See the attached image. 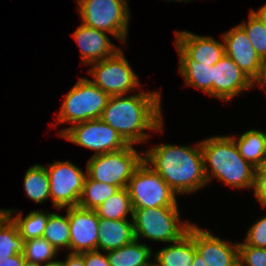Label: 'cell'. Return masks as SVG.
<instances>
[{"mask_svg":"<svg viewBox=\"0 0 266 266\" xmlns=\"http://www.w3.org/2000/svg\"><path fill=\"white\" fill-rule=\"evenodd\" d=\"M161 92L110 96L101 120L115 129L130 145L148 140L146 130L163 131ZM145 130V131H144Z\"/></svg>","mask_w":266,"mask_h":266,"instance_id":"cell-1","label":"cell"},{"mask_svg":"<svg viewBox=\"0 0 266 266\" xmlns=\"http://www.w3.org/2000/svg\"><path fill=\"white\" fill-rule=\"evenodd\" d=\"M143 161L175 194L192 193L208 184L200 142L193 147L158 144L143 153Z\"/></svg>","mask_w":266,"mask_h":266,"instance_id":"cell-2","label":"cell"},{"mask_svg":"<svg viewBox=\"0 0 266 266\" xmlns=\"http://www.w3.org/2000/svg\"><path fill=\"white\" fill-rule=\"evenodd\" d=\"M200 144L208 182L215 177L234 188H253L255 167L240 155L230 135L212 136L200 141Z\"/></svg>","mask_w":266,"mask_h":266,"instance_id":"cell-3","label":"cell"},{"mask_svg":"<svg viewBox=\"0 0 266 266\" xmlns=\"http://www.w3.org/2000/svg\"><path fill=\"white\" fill-rule=\"evenodd\" d=\"M135 240L140 237L164 243L181 239L193 223L181 222L178 206L133 208Z\"/></svg>","mask_w":266,"mask_h":266,"instance_id":"cell-4","label":"cell"},{"mask_svg":"<svg viewBox=\"0 0 266 266\" xmlns=\"http://www.w3.org/2000/svg\"><path fill=\"white\" fill-rule=\"evenodd\" d=\"M82 24L110 33L126 44L130 10L128 0H77Z\"/></svg>","mask_w":266,"mask_h":266,"instance_id":"cell-5","label":"cell"},{"mask_svg":"<svg viewBox=\"0 0 266 266\" xmlns=\"http://www.w3.org/2000/svg\"><path fill=\"white\" fill-rule=\"evenodd\" d=\"M110 96L93 84L88 78L79 81L65 95L56 124L69 122L72 125L99 119Z\"/></svg>","mask_w":266,"mask_h":266,"instance_id":"cell-6","label":"cell"},{"mask_svg":"<svg viewBox=\"0 0 266 266\" xmlns=\"http://www.w3.org/2000/svg\"><path fill=\"white\" fill-rule=\"evenodd\" d=\"M143 162V155L133 147H127L101 155H92L86 165L87 176L101 183L127 188L128 182L138 166Z\"/></svg>","mask_w":266,"mask_h":266,"instance_id":"cell-7","label":"cell"},{"mask_svg":"<svg viewBox=\"0 0 266 266\" xmlns=\"http://www.w3.org/2000/svg\"><path fill=\"white\" fill-rule=\"evenodd\" d=\"M132 208L178 206L175 192L144 161L128 182Z\"/></svg>","mask_w":266,"mask_h":266,"instance_id":"cell-8","label":"cell"},{"mask_svg":"<svg viewBox=\"0 0 266 266\" xmlns=\"http://www.w3.org/2000/svg\"><path fill=\"white\" fill-rule=\"evenodd\" d=\"M123 54L119 49L111 57L89 64L92 68L87 72L94 77L89 80L109 96L126 95L141 86L138 75Z\"/></svg>","mask_w":266,"mask_h":266,"instance_id":"cell-9","label":"cell"},{"mask_svg":"<svg viewBox=\"0 0 266 266\" xmlns=\"http://www.w3.org/2000/svg\"><path fill=\"white\" fill-rule=\"evenodd\" d=\"M58 135L74 144L94 150V156L118 151L129 145L115 129L100 118L73 124L60 130Z\"/></svg>","mask_w":266,"mask_h":266,"instance_id":"cell-10","label":"cell"},{"mask_svg":"<svg viewBox=\"0 0 266 266\" xmlns=\"http://www.w3.org/2000/svg\"><path fill=\"white\" fill-rule=\"evenodd\" d=\"M53 206L61 210L78 206L87 172L70 161H55L46 167Z\"/></svg>","mask_w":266,"mask_h":266,"instance_id":"cell-11","label":"cell"},{"mask_svg":"<svg viewBox=\"0 0 266 266\" xmlns=\"http://www.w3.org/2000/svg\"><path fill=\"white\" fill-rule=\"evenodd\" d=\"M70 226V253L97 250L99 217L95 210L79 206L68 207Z\"/></svg>","mask_w":266,"mask_h":266,"instance_id":"cell-12","label":"cell"},{"mask_svg":"<svg viewBox=\"0 0 266 266\" xmlns=\"http://www.w3.org/2000/svg\"><path fill=\"white\" fill-rule=\"evenodd\" d=\"M250 88L252 80L226 54L213 65L212 97L227 102Z\"/></svg>","mask_w":266,"mask_h":266,"instance_id":"cell-13","label":"cell"},{"mask_svg":"<svg viewBox=\"0 0 266 266\" xmlns=\"http://www.w3.org/2000/svg\"><path fill=\"white\" fill-rule=\"evenodd\" d=\"M194 244L207 266H239L238 243L224 241L194 224Z\"/></svg>","mask_w":266,"mask_h":266,"instance_id":"cell-14","label":"cell"},{"mask_svg":"<svg viewBox=\"0 0 266 266\" xmlns=\"http://www.w3.org/2000/svg\"><path fill=\"white\" fill-rule=\"evenodd\" d=\"M225 54L252 80L262 60L255 52L244 29L237 25L222 35Z\"/></svg>","mask_w":266,"mask_h":266,"instance_id":"cell-15","label":"cell"},{"mask_svg":"<svg viewBox=\"0 0 266 266\" xmlns=\"http://www.w3.org/2000/svg\"><path fill=\"white\" fill-rule=\"evenodd\" d=\"M107 34L110 33L83 24L73 32L72 37L80 48L83 65H89L111 57L121 49L111 42Z\"/></svg>","mask_w":266,"mask_h":266,"instance_id":"cell-16","label":"cell"},{"mask_svg":"<svg viewBox=\"0 0 266 266\" xmlns=\"http://www.w3.org/2000/svg\"><path fill=\"white\" fill-rule=\"evenodd\" d=\"M175 43L193 60L215 65L224 55V43L210 36H200L188 31H175Z\"/></svg>","mask_w":266,"mask_h":266,"instance_id":"cell-17","label":"cell"},{"mask_svg":"<svg viewBox=\"0 0 266 266\" xmlns=\"http://www.w3.org/2000/svg\"><path fill=\"white\" fill-rule=\"evenodd\" d=\"M158 250L155 254V266H192L196 252L194 244V224L178 241L172 242Z\"/></svg>","mask_w":266,"mask_h":266,"instance_id":"cell-18","label":"cell"},{"mask_svg":"<svg viewBox=\"0 0 266 266\" xmlns=\"http://www.w3.org/2000/svg\"><path fill=\"white\" fill-rule=\"evenodd\" d=\"M135 240L133 221L99 218L97 250L108 252Z\"/></svg>","mask_w":266,"mask_h":266,"instance_id":"cell-19","label":"cell"},{"mask_svg":"<svg viewBox=\"0 0 266 266\" xmlns=\"http://www.w3.org/2000/svg\"><path fill=\"white\" fill-rule=\"evenodd\" d=\"M179 54V73L185 80L186 86L199 88L212 96V69L211 64H201L191 59L176 43Z\"/></svg>","mask_w":266,"mask_h":266,"instance_id":"cell-20","label":"cell"},{"mask_svg":"<svg viewBox=\"0 0 266 266\" xmlns=\"http://www.w3.org/2000/svg\"><path fill=\"white\" fill-rule=\"evenodd\" d=\"M152 252L151 247L134 240L106 254L110 266H150L153 263L151 258L154 253Z\"/></svg>","mask_w":266,"mask_h":266,"instance_id":"cell-21","label":"cell"},{"mask_svg":"<svg viewBox=\"0 0 266 266\" xmlns=\"http://www.w3.org/2000/svg\"><path fill=\"white\" fill-rule=\"evenodd\" d=\"M239 150L240 155L253 167L265 165L266 133L261 130H248L242 135L231 136Z\"/></svg>","mask_w":266,"mask_h":266,"instance_id":"cell-22","label":"cell"},{"mask_svg":"<svg viewBox=\"0 0 266 266\" xmlns=\"http://www.w3.org/2000/svg\"><path fill=\"white\" fill-rule=\"evenodd\" d=\"M9 209V217L17 225L20 236L26 241L30 239L43 237L45 227L49 218L50 212L42 210H33L23 218L22 212Z\"/></svg>","mask_w":266,"mask_h":266,"instance_id":"cell-23","label":"cell"},{"mask_svg":"<svg viewBox=\"0 0 266 266\" xmlns=\"http://www.w3.org/2000/svg\"><path fill=\"white\" fill-rule=\"evenodd\" d=\"M24 189L29 199L43 203L50 198V183L46 167L39 164L31 166L24 175Z\"/></svg>","mask_w":266,"mask_h":266,"instance_id":"cell-24","label":"cell"},{"mask_svg":"<svg viewBox=\"0 0 266 266\" xmlns=\"http://www.w3.org/2000/svg\"><path fill=\"white\" fill-rule=\"evenodd\" d=\"M94 210L99 218L104 219L127 220L128 214L133 217V208L128 189L120 188Z\"/></svg>","mask_w":266,"mask_h":266,"instance_id":"cell-25","label":"cell"},{"mask_svg":"<svg viewBox=\"0 0 266 266\" xmlns=\"http://www.w3.org/2000/svg\"><path fill=\"white\" fill-rule=\"evenodd\" d=\"M119 189L118 186L97 182L87 176L78 206L84 209L94 210Z\"/></svg>","mask_w":266,"mask_h":266,"instance_id":"cell-26","label":"cell"},{"mask_svg":"<svg viewBox=\"0 0 266 266\" xmlns=\"http://www.w3.org/2000/svg\"><path fill=\"white\" fill-rule=\"evenodd\" d=\"M66 216L52 212L49 215L43 238H45L57 251L60 248L70 249V226L68 208Z\"/></svg>","mask_w":266,"mask_h":266,"instance_id":"cell-27","label":"cell"},{"mask_svg":"<svg viewBox=\"0 0 266 266\" xmlns=\"http://www.w3.org/2000/svg\"><path fill=\"white\" fill-rule=\"evenodd\" d=\"M24 244L25 240L20 236L17 225L8 217L0 226V261L23 254Z\"/></svg>","mask_w":266,"mask_h":266,"instance_id":"cell-28","label":"cell"},{"mask_svg":"<svg viewBox=\"0 0 266 266\" xmlns=\"http://www.w3.org/2000/svg\"><path fill=\"white\" fill-rule=\"evenodd\" d=\"M59 253L45 238H35L26 240L24 244L23 256L26 261L36 264H46L53 261Z\"/></svg>","mask_w":266,"mask_h":266,"instance_id":"cell-29","label":"cell"},{"mask_svg":"<svg viewBox=\"0 0 266 266\" xmlns=\"http://www.w3.org/2000/svg\"><path fill=\"white\" fill-rule=\"evenodd\" d=\"M251 41L255 52L261 60L266 59V26L259 21L251 12L247 22L239 24Z\"/></svg>","mask_w":266,"mask_h":266,"instance_id":"cell-30","label":"cell"},{"mask_svg":"<svg viewBox=\"0 0 266 266\" xmlns=\"http://www.w3.org/2000/svg\"><path fill=\"white\" fill-rule=\"evenodd\" d=\"M239 266H266V248L238 245Z\"/></svg>","mask_w":266,"mask_h":266,"instance_id":"cell-31","label":"cell"},{"mask_svg":"<svg viewBox=\"0 0 266 266\" xmlns=\"http://www.w3.org/2000/svg\"><path fill=\"white\" fill-rule=\"evenodd\" d=\"M238 245H252L266 248V216L254 223L247 232L244 242Z\"/></svg>","mask_w":266,"mask_h":266,"instance_id":"cell-32","label":"cell"},{"mask_svg":"<svg viewBox=\"0 0 266 266\" xmlns=\"http://www.w3.org/2000/svg\"><path fill=\"white\" fill-rule=\"evenodd\" d=\"M256 202L266 207V166L255 168L253 188Z\"/></svg>","mask_w":266,"mask_h":266,"instance_id":"cell-33","label":"cell"},{"mask_svg":"<svg viewBox=\"0 0 266 266\" xmlns=\"http://www.w3.org/2000/svg\"><path fill=\"white\" fill-rule=\"evenodd\" d=\"M85 266H110L107 254L99 250L83 252Z\"/></svg>","mask_w":266,"mask_h":266,"instance_id":"cell-34","label":"cell"},{"mask_svg":"<svg viewBox=\"0 0 266 266\" xmlns=\"http://www.w3.org/2000/svg\"><path fill=\"white\" fill-rule=\"evenodd\" d=\"M257 84L260 88H266V59L262 60L257 75L252 79V87Z\"/></svg>","mask_w":266,"mask_h":266,"instance_id":"cell-35","label":"cell"},{"mask_svg":"<svg viewBox=\"0 0 266 266\" xmlns=\"http://www.w3.org/2000/svg\"><path fill=\"white\" fill-rule=\"evenodd\" d=\"M63 261V266H85L83 253H68Z\"/></svg>","mask_w":266,"mask_h":266,"instance_id":"cell-36","label":"cell"},{"mask_svg":"<svg viewBox=\"0 0 266 266\" xmlns=\"http://www.w3.org/2000/svg\"><path fill=\"white\" fill-rule=\"evenodd\" d=\"M25 259L23 254H16L10 257V260L0 261V266H22Z\"/></svg>","mask_w":266,"mask_h":266,"instance_id":"cell-37","label":"cell"},{"mask_svg":"<svg viewBox=\"0 0 266 266\" xmlns=\"http://www.w3.org/2000/svg\"><path fill=\"white\" fill-rule=\"evenodd\" d=\"M250 12L266 26V3L257 11L251 10Z\"/></svg>","mask_w":266,"mask_h":266,"instance_id":"cell-38","label":"cell"},{"mask_svg":"<svg viewBox=\"0 0 266 266\" xmlns=\"http://www.w3.org/2000/svg\"><path fill=\"white\" fill-rule=\"evenodd\" d=\"M192 266H207V265L205 264V261L202 259V257L197 252H195Z\"/></svg>","mask_w":266,"mask_h":266,"instance_id":"cell-39","label":"cell"},{"mask_svg":"<svg viewBox=\"0 0 266 266\" xmlns=\"http://www.w3.org/2000/svg\"><path fill=\"white\" fill-rule=\"evenodd\" d=\"M8 217H9V209H6V210L0 209V226L2 223L6 221Z\"/></svg>","mask_w":266,"mask_h":266,"instance_id":"cell-40","label":"cell"},{"mask_svg":"<svg viewBox=\"0 0 266 266\" xmlns=\"http://www.w3.org/2000/svg\"><path fill=\"white\" fill-rule=\"evenodd\" d=\"M42 266H63V261L53 260L43 264Z\"/></svg>","mask_w":266,"mask_h":266,"instance_id":"cell-41","label":"cell"},{"mask_svg":"<svg viewBox=\"0 0 266 266\" xmlns=\"http://www.w3.org/2000/svg\"><path fill=\"white\" fill-rule=\"evenodd\" d=\"M22 266H42V265L25 260Z\"/></svg>","mask_w":266,"mask_h":266,"instance_id":"cell-42","label":"cell"},{"mask_svg":"<svg viewBox=\"0 0 266 266\" xmlns=\"http://www.w3.org/2000/svg\"><path fill=\"white\" fill-rule=\"evenodd\" d=\"M166 1H172V0H166ZM176 1H179V2H182V1H185V2H190V0H176Z\"/></svg>","mask_w":266,"mask_h":266,"instance_id":"cell-43","label":"cell"},{"mask_svg":"<svg viewBox=\"0 0 266 266\" xmlns=\"http://www.w3.org/2000/svg\"><path fill=\"white\" fill-rule=\"evenodd\" d=\"M265 166H266V150H265Z\"/></svg>","mask_w":266,"mask_h":266,"instance_id":"cell-44","label":"cell"}]
</instances>
